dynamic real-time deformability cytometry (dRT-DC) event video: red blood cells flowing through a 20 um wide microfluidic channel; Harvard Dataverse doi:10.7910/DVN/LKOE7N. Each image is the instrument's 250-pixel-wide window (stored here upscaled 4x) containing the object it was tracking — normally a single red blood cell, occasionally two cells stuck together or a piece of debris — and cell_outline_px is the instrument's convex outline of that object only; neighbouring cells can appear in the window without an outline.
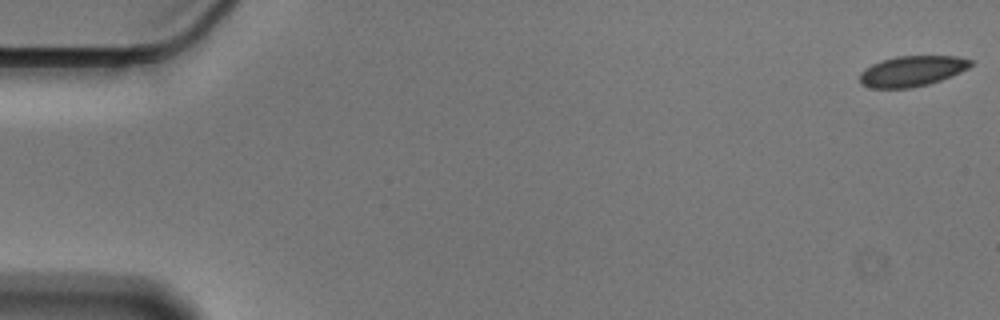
{"species": "Egyptian fruit bat (a non-hibernating species)", "species_latin": "Rousettus aegyptiacus", "temperature_condition": "cold", "stored_images_in_passage": 57, "camera_frame_rate_fps": 3000, "um_per_image_px": 0.085, "animal": {"sex": "male"}, "frame": {"image": 1, "passage_image": 1, "time_ms": 0.0, "image_size_px": [1000, 320], "cell_outline_px": [[972, 64], [968, 68], [960, 72], [940, 80], [928, 84], [912, 88], [872, 88], [860, 84], [860, 72], [864, 68], [880, 60], [896, 56], [960, 56], [972, 60]], "centroid_in_image_um": [77.49, 6.04], "position_along_channel_um": 7.5, "area_um2": 19.83}}
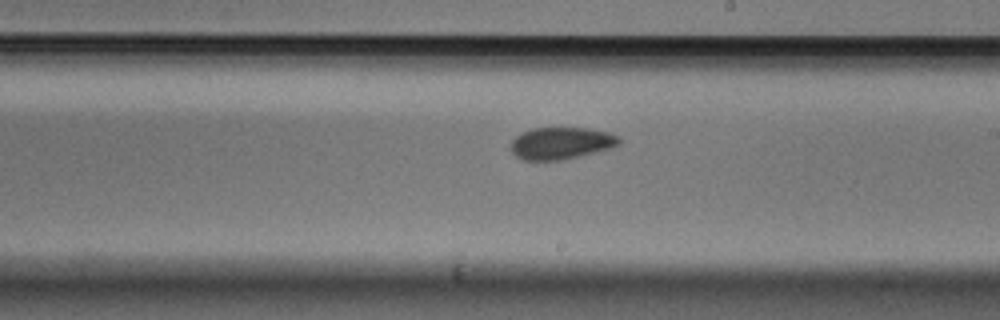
{"frame": {"image": 2, "passage_image": 33, "time_ms": 10.667, "image_size_px": [1000, 320], "cell_outline_px": [[620, 144], [612, 148], [564, 160], [520, 160], [512, 152], [512, 140], [520, 132], [532, 128], [588, 128], [608, 132], [620, 136]], "centroid_in_image_um": [47.71, 12.17], "position_along_channel_um": 241.3, "area_um2": 20.4}}
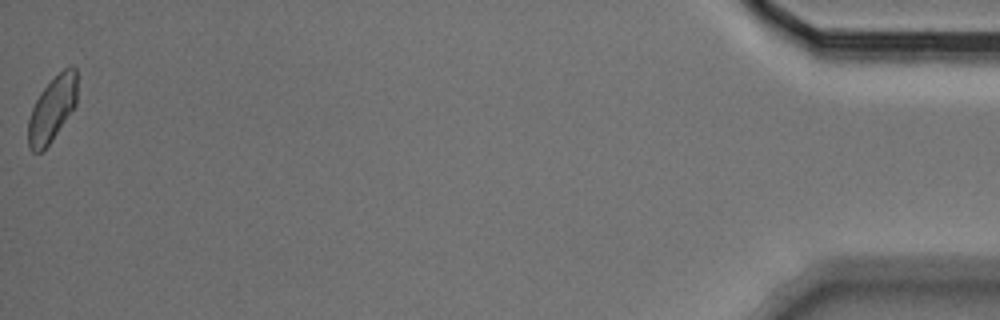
{"frame": {"image": 3, "passage_image": 57, "time_ms": 18.667, "image_size_px": [1000, 320], "cell_outline_px": [[76, 104], [52, 140], [40, 152], [32, 152], [28, 148], [28, 120], [32, 108], [40, 92], [64, 68], [72, 64], [76, 68]], "centroid_in_image_um": [4.42, 9.27], "position_along_channel_um": 430.8, "area_um2": 18.26}, "authors_computed_cell_mechanics": {"area_um2": 20.23, "velocity_mm_per_s": 3.545, "shape_relaxation_time_tau1_ms": 2.9086, "shape_relaxation_time_tau2_ms": 4.0203, "deformation_change_tau1": 0.0679, "deformation_change_tau2": 0.0655}}